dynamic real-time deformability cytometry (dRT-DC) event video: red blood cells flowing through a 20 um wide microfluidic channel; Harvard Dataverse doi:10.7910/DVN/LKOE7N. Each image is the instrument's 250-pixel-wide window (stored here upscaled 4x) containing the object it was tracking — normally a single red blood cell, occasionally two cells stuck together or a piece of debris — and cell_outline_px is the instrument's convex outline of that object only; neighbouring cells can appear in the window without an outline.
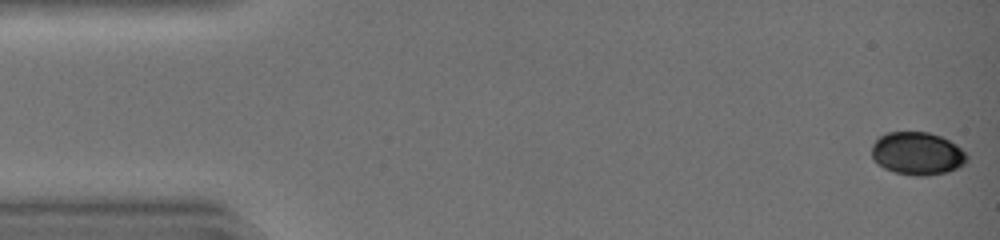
{"species": "common noctule bat (a hibernating species)", "species_latin": "Nyctalus noctula", "temperature_condition": "warm", "stored_images_in_passage": 44, "camera_frame_rate_fps": 3000, "um_per_image_px": 0.085, "animal": {"sex": "female", "body_mass_g": 19.0, "forearm_length_mm": 51.5}, "frame": {"image": 1, "passage_image": 1, "time_ms": 0.0, "image_size_px": [1000, 240], "cell_outline_px": [[968, 160], [964, 164], [948, 172], [924, 176], [912, 176], [896, 172], [884, 168], [872, 160], [872, 144], [880, 136], [888, 132], [928, 132], [940, 136], [956, 144], [968, 156]], "centroid_in_image_um": [77.96, 13.05], "position_along_channel_um": 7.0, "area_um2": 23.81}}
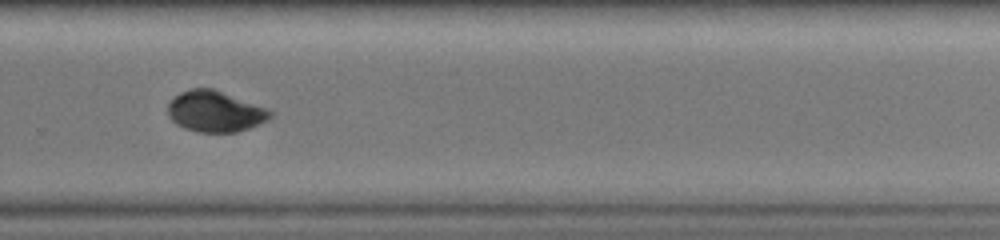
{"frame": {"image": 2, "passage_image": 31, "time_ms": 10.0, "image_size_px": [1000, 240], "cell_outline_px": [[272, 116], [268, 120], [260, 124], [236, 132], [196, 132], [184, 128], [176, 124], [168, 116], [168, 104], [180, 92], [192, 88], [212, 88], [268, 108], [272, 112]], "centroid_in_image_um": [18.29, 9.48], "position_along_channel_um": 311.5, "area_um2": 24.45}}
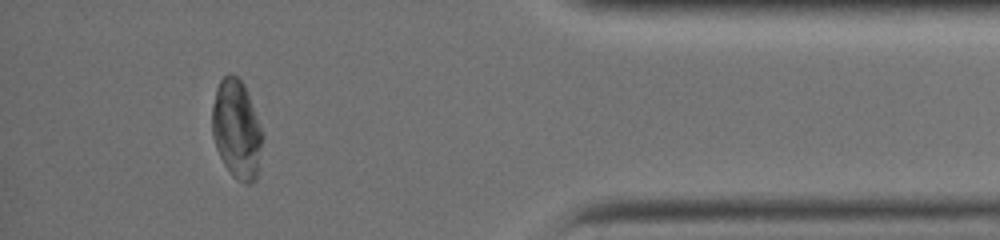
{"frame": {"image": 3, "passage_image": 40, "time_ms": 13.0, "image_size_px": [1000, 240], "cell_outline_px": [[264, 136], [256, 180], [248, 184], [244, 184], [236, 180], [232, 176], [224, 164], [216, 148], [212, 136], [212, 104], [216, 88], [220, 80], [228, 72], [232, 72], [244, 84], [264, 132]], "centroid_in_image_um": [20.12, 10.99], "position_along_channel_um": 415.1, "area_um2": 29.54}, "authors_computed_cell_mechanics": {"area_um2": 26.4435, "velocity_mm_per_s": 4.3827, "shape_relaxation_time_tau1_ms": 4.4004, "shape_relaxation_time_tau2_ms": 3.3238, "deformation_change_tau1": 0.1522, "deformation_change_tau2": 0.0259}}